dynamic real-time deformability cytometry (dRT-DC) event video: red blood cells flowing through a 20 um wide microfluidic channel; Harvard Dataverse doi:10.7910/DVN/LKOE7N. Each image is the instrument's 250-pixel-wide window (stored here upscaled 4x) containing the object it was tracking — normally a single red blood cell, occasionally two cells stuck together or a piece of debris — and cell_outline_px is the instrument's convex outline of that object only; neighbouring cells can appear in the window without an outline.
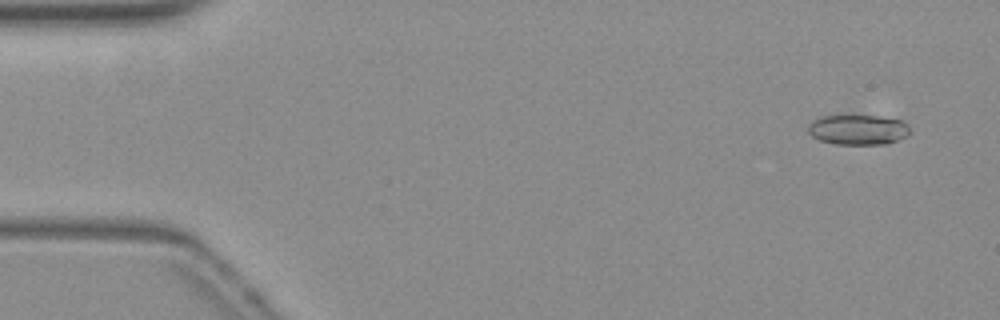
{"species": "common noctule bat (a hibernating species)", "species_latin": "Nyctalus noctula", "temperature_condition": "warm", "stored_images_in_passage": 54, "camera_frame_rate_fps": 3000, "um_per_image_px": 0.085, "animal": {"sex": "female", "body_mass_g": 19.3, "forearm_length_mm": 54.1}, "frame": {"image": 1, "passage_image": 4, "time_ms": 1.0, "image_size_px": [1000, 320], "cell_outline_px": [[912, 132], [896, 140], [884, 144], [836, 144], [820, 140], [812, 136], [808, 132], [808, 124], [812, 120], [820, 116], [852, 112], [900, 120], [908, 124]], "centroid_in_image_um": [72.88, 10.96], "position_along_channel_um": 12.1, "area_um2": 18.55}}
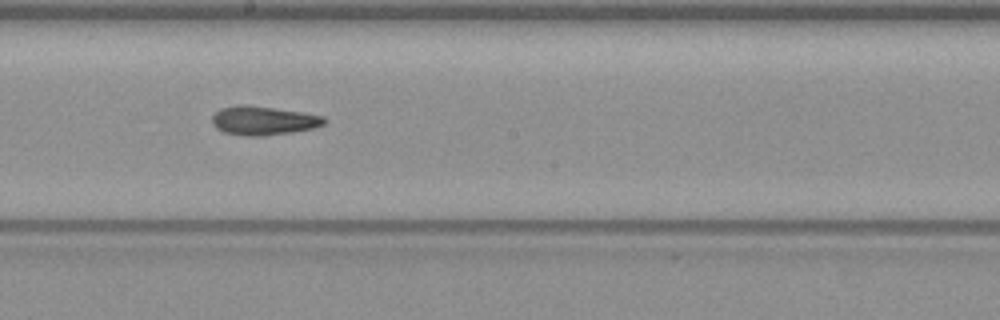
{"frame": {"image": 2, "passage_image": 30, "time_ms": 9.667, "image_size_px": [1000, 320], "cell_outline_px": [[328, 120], [324, 124], [312, 128], [292, 132], [260, 136], [244, 136], [224, 132], [216, 128], [212, 124], [212, 116], [220, 108], [240, 104], [248, 104], [304, 112], [324, 116]], "centroid_in_image_um": [22.38, 10.23], "position_along_channel_um": 225.8, "area_um2": 19.07}}
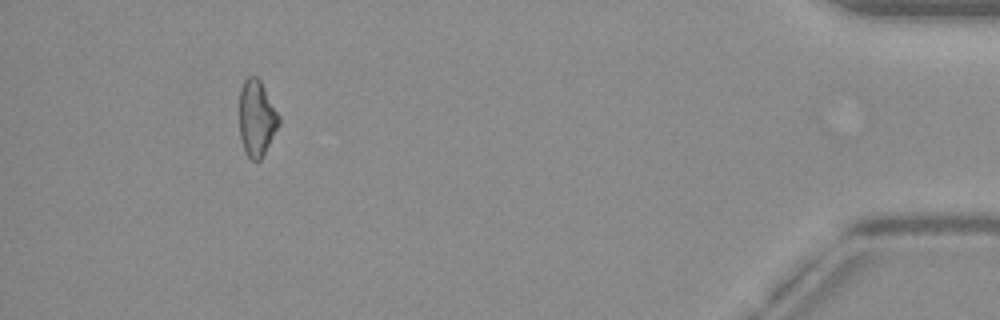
{"frame": {"image": 3, "passage_image": 50, "time_ms": 16.333, "image_size_px": [1000, 320], "cell_outline_px": [[280, 124], [260, 160], [252, 160], [244, 152], [240, 136], [240, 88], [244, 80], [248, 76], [256, 76], [260, 80], [280, 116]], "centroid_in_image_um": [21.82, 10.04], "position_along_channel_um": 413.4, "area_um2": 17.46}, "authors_computed_cell_mechanics": {"area_um2": 18.2648, "velocity_mm_per_s": 3.8543, "shape_relaxation_time_tau1_ms": null, "shape_relaxation_time_tau2_ms": 10.7248, "deformation_change_tau1": null, "deformation_change_tau2": 0.2238}}